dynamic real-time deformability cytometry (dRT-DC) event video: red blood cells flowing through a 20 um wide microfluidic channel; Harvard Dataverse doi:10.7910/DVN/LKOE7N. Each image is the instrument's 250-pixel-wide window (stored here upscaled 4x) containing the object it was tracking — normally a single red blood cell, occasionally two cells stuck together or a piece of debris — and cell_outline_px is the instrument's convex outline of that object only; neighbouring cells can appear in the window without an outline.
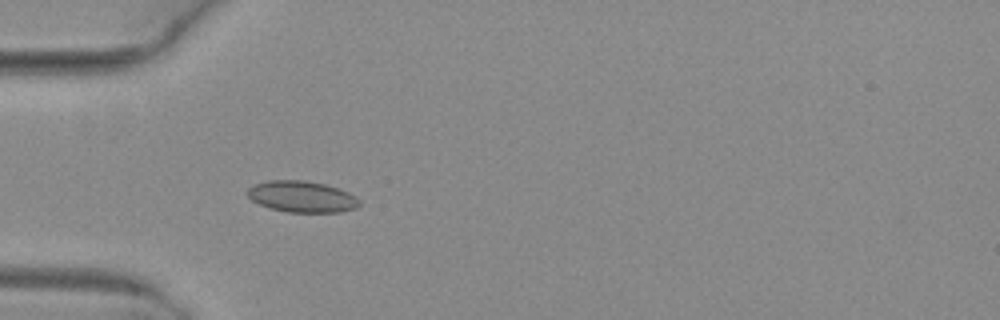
{"species": "common noctule bat (a hibernating species)", "species_latin": "Nyctalus noctula", "temperature_condition": "warm", "stored_images_in_passage": 42, "camera_frame_rate_fps": 3000, "um_per_image_px": 0.085, "animal": {"sex": "female", "body_mass_g": 29.2, "forearm_length_mm": 56.3}, "frame": {"image": 1, "passage_image": 7, "time_ms": 2.0, "image_size_px": [1000, 320], "cell_outline_px": [[360, 204], [356, 208], [340, 212], [288, 212], [272, 208], [260, 204], [252, 200], [244, 192], [248, 188], [256, 184], [268, 180], [304, 180], [324, 184], [348, 192], [356, 196], [360, 200]], "centroid_in_image_um": [25.66, 16.71], "position_along_channel_um": 59.3, "area_um2": 20.35}}
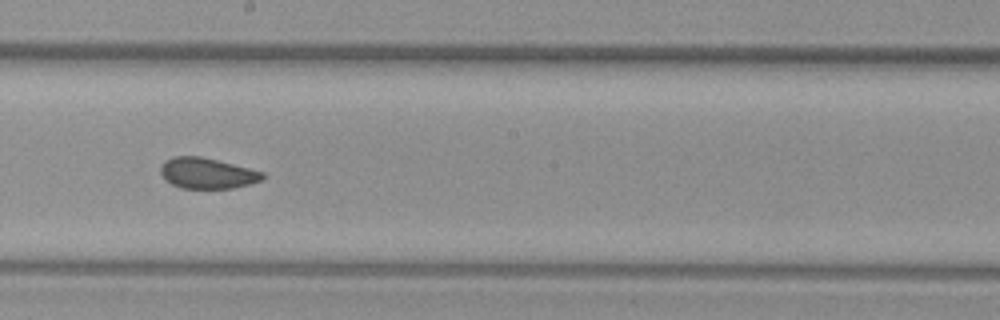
{"frame": {"image": 2, "passage_image": 20, "time_ms": 6.333, "image_size_px": [1000, 320], "cell_outline_px": [[264, 180], [232, 188], [180, 188], [164, 180], [160, 172], [160, 164], [164, 160], [172, 156], [200, 156], [264, 172]], "centroid_in_image_um": [17.55, 14.72], "position_along_channel_um": 230.6, "area_um2": 18.32}}
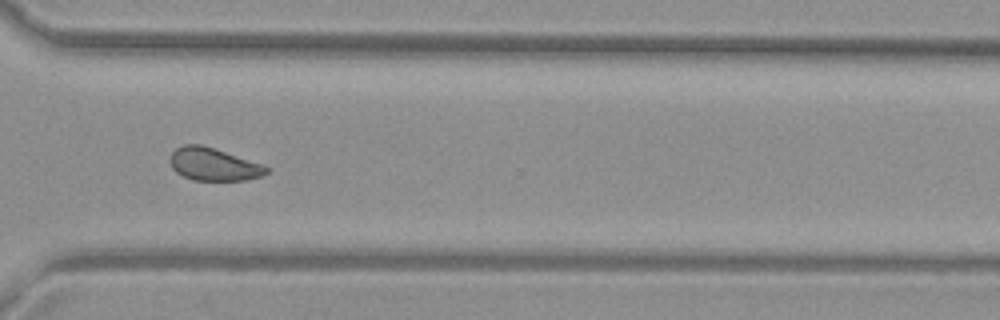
{"frame": {"image": 3, "passage_image": 29, "time_ms": 9.333, "image_size_px": [1000, 320], "cell_outline_px": [[268, 172], [260, 176], [248, 180], [192, 180], [176, 172], [172, 168], [168, 160], [172, 152], [176, 148], [184, 144], [200, 144], [264, 164], [268, 168]], "centroid_in_image_um": [18.13, 13.96], "position_along_channel_um": 352.5, "area_um2": 18.38}, "authors_computed_cell_mechanics": {"area_um2": 19.1607, "velocity_mm_per_s": 4.0612, "shape_relaxation_time_tau1_ms": null, "shape_relaxation_time_tau2_ms": 1.7321, "deformation_change_tau1": null, "deformation_change_tau2": 0.0565}}